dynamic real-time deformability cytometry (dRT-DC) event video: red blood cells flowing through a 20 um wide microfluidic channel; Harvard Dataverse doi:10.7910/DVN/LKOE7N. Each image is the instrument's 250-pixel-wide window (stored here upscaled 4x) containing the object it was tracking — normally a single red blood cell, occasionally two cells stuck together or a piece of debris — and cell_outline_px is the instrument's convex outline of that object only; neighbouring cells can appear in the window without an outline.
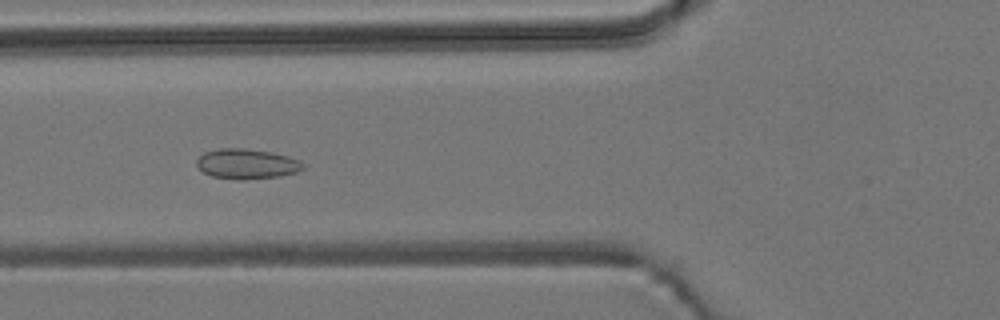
{"species": "common noctule bat (a hibernating species)", "species_latin": "Nyctalus noctula", "temperature_condition": "room temperature", "stored_images_in_passage": 41, "camera_frame_rate_fps": 3000, "um_per_image_px": 0.085, "animal": {"sex": "male", "body_mass_g": 19.2, "forearm_length_mm": 51.8}, "frame": {"image": 1, "passage_image": 7, "time_ms": 2.0, "image_size_px": [1000, 320], "cell_outline_px": [[304, 168], [296, 172], [280, 176], [244, 180], [236, 180], [212, 176], [204, 172], [196, 164], [196, 160], [204, 152], [220, 148], [244, 148], [272, 152], [288, 156], [300, 160], [304, 164]], "centroid_in_image_um": [20.98, 13.93], "position_along_channel_um": 104.8, "area_um2": 18.73}}
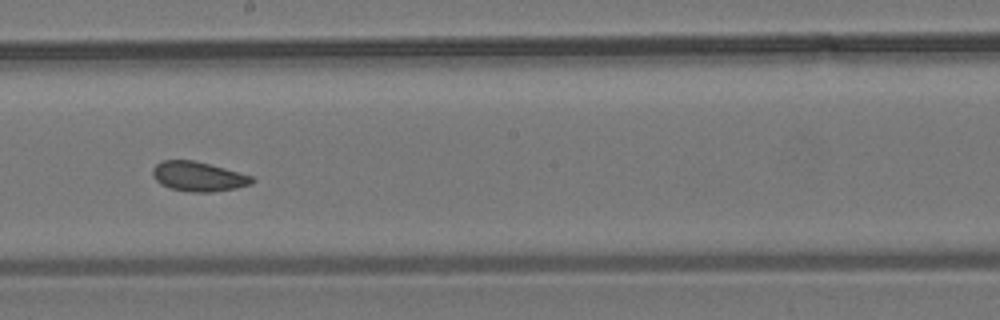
{"frame": {"image": 2, "passage_image": 17, "time_ms": 5.333, "image_size_px": [1000, 320], "cell_outline_px": [[256, 180], [252, 184], [236, 188], [212, 192], [192, 192], [168, 188], [160, 184], [152, 176], [152, 168], [156, 164], [164, 160], [192, 160], [224, 168], [252, 176]], "centroid_in_image_um": [16.84, 15.01], "position_along_channel_um": 231.4, "area_um2": 17.17}}
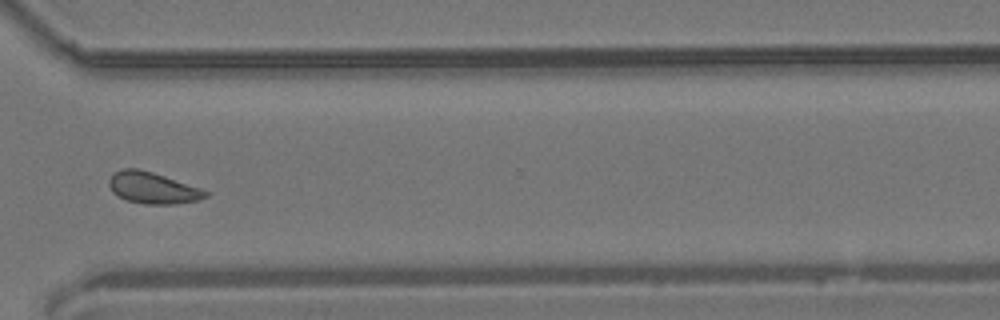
{"frame": {"image": 3, "passage_image": 27, "time_ms": 8.667, "image_size_px": [1000, 320], "cell_outline_px": [[208, 196], [200, 200], [176, 204], [144, 204], [128, 200], [112, 192], [108, 184], [108, 180], [112, 172], [120, 168], [136, 168], [152, 172], [200, 188], [208, 192]], "centroid_in_image_um": [12.95, 15.96], "position_along_channel_um": 357.7, "area_um2": 17.69}, "authors_computed_cell_mechanics": {"area_um2": 17.4556, "velocity_mm_per_s": 3.7901, "shape_relaxation_time_tau1_ms": null, "shape_relaxation_time_tau2_ms": 1.7995, "deformation_change_tau1": null, "deformation_change_tau2": 0.0617}}